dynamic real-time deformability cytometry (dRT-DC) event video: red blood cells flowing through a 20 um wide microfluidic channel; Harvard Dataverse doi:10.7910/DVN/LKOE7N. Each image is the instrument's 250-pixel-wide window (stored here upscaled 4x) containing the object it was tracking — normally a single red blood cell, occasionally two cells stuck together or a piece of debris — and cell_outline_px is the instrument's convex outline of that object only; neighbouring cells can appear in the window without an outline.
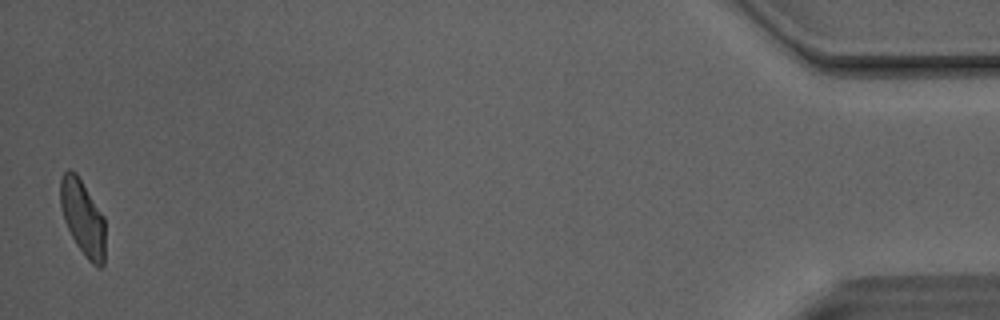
{"species": "Egyptian fruit bat (a non-hibernating species)", "species_latin": "Rousettus aegyptiacus", "temperature_condition": "room temperature", "stored_images_in_passage": 49, "camera_frame_rate_fps": 3000, "um_per_image_px": 0.085, "animal": {"sex": "male"}, "frame": {"image": 1, "passage_image": 49, "time_ms": 16.0, "image_size_px": [1000, 320], "cell_outline_px": [[104, 264], [100, 268], [92, 264], [88, 260], [76, 244], [64, 220], [60, 204], [60, 180], [64, 172], [68, 168], [76, 172], [104, 216]], "centroid_in_image_um": [7.03, 18.49], "position_along_channel_um": 428.2, "area_um2": 19.65}, "authors_computed_cell_mechanics": {"area_um2": 21.386, "velocity_mm_per_s": 4.1033, "shape_relaxation_time_tau1_ms": 4.3267, "shape_relaxation_time_tau2_ms": 1.6804, "deformation_change_tau1": 0.1286, "deformation_change_tau2": 0.0737}}